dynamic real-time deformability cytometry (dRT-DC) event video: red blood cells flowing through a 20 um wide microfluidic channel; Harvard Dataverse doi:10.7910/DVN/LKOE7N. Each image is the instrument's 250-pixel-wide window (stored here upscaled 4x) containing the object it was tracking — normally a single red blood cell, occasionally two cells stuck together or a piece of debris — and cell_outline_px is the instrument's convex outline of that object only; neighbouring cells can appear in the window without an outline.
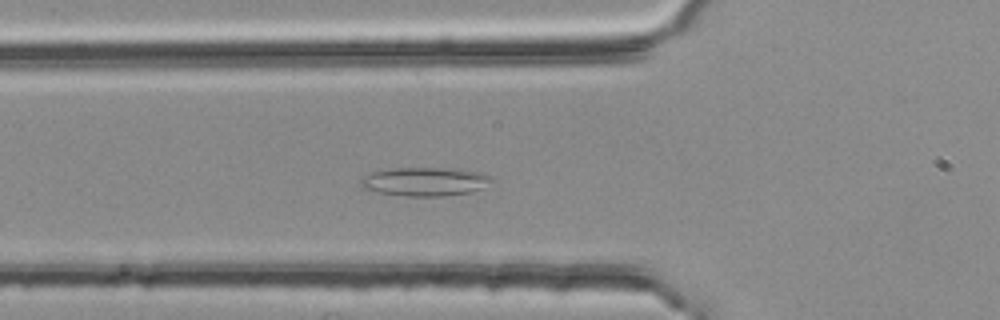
{"species": "common noctule bat (a hibernating species)", "species_latin": "Nyctalus noctula", "temperature_condition": "room temperature", "stored_images_in_passage": 52, "camera_frame_rate_fps": 3000, "um_per_image_px": 0.085, "animal": {"sex": "female", "body_mass_g": 25.1}, "frame": {"image": 1, "passage_image": 19, "time_ms": 6.0, "image_size_px": [1000, 320], "cell_outline_px": [[496, 176], [492, 180], [480, 188], [472, 192], [444, 196], [404, 196], [380, 192], [364, 188], [360, 184], [360, 180], [364, 176], [372, 172], [396, 168], [456, 168], [480, 172]], "centroid_in_image_um": [36.17, 15.43], "position_along_channel_um": 89.6, "area_um2": 21.85}}
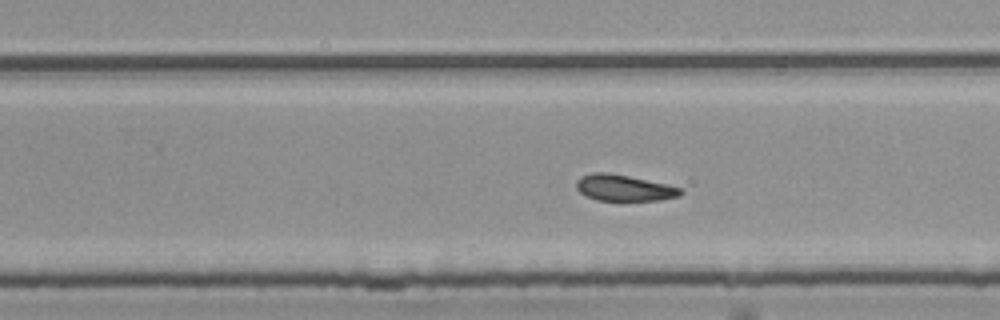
{"frame": {"image": 2, "passage_image": 34, "time_ms": 11.0, "image_size_px": [1000, 320], "cell_outline_px": [[684, 192], [680, 196], [660, 200], [596, 200], [584, 196], [576, 188], [576, 180], [580, 176], [592, 172], [608, 172], [628, 176], [664, 184], [680, 188]], "centroid_in_image_um": [52.98, 15.97], "position_along_channel_um": 276.8, "area_um2": 15.9}}
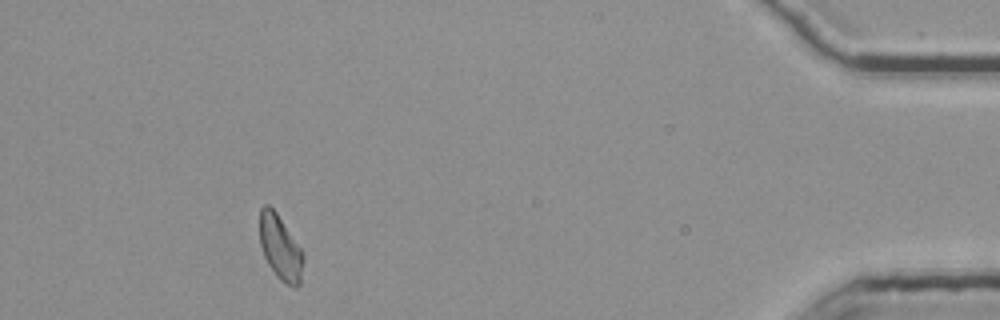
{"frame": {"image": 3, "passage_image": 50, "time_ms": 16.333, "image_size_px": [1000, 320], "cell_outline_px": [[304, 260], [300, 284], [296, 288], [292, 288], [280, 280], [276, 276], [268, 264], [264, 256], [260, 244], [260, 208], [264, 204], [268, 204], [276, 212], [300, 248]], "centroid_in_image_um": [23.82, 21.09], "position_along_channel_um": 411.4, "area_um2": 16.36}, "authors_computed_cell_mechanics": {"area_um2": 16.9932, "velocity_mm_per_s": 3.7362, "shape_relaxation_time_tau1_ms": null, "shape_relaxation_time_tau2_ms": 2.7847, "deformation_change_tau1": null, "deformation_change_tau2": 0.082}}